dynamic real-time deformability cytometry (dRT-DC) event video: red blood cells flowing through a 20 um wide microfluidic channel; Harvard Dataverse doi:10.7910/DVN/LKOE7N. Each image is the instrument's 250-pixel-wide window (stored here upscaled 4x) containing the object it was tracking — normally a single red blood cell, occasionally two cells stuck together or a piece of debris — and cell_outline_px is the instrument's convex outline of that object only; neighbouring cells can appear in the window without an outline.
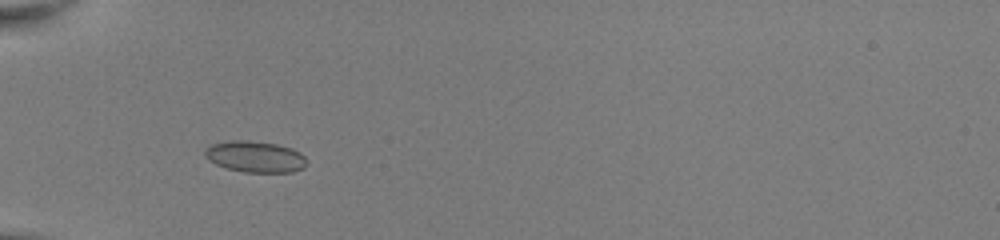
{"species": "common noctule bat (a hibernating species)", "species_latin": "Nyctalus noctula", "temperature_condition": "room temperature", "stored_images_in_passage": 34, "camera_frame_rate_fps": 3000, "um_per_image_px": 0.085, "animal": {"sex": "female", "body_mass_g": 22.0, "forearm_length_mm": 56.7}, "frame": {"image": 1, "passage_image": 1, "time_ms": 0.0, "image_size_px": [1000, 240], "cell_outline_px": [[308, 164], [304, 168], [292, 172], [244, 172], [228, 168], [216, 164], [208, 160], [204, 156], [204, 148], [212, 144], [232, 140], [248, 140], [276, 144], [292, 148], [300, 152], [304, 156]], "centroid_in_image_um": [21.69, 13.32], "position_along_channel_um": 63.3, "area_um2": 18.67}}
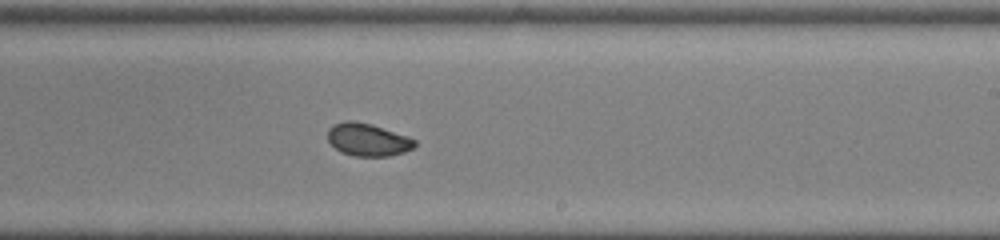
{"frame": {"image": 2, "passage_image": 16, "time_ms": 5.0, "image_size_px": [1000, 240], "cell_outline_px": [[416, 144], [412, 148], [404, 152], [392, 156], [352, 156], [340, 152], [328, 140], [328, 128], [332, 124], [348, 120], [352, 120], [372, 124], [408, 136], [416, 140]], "centroid_in_image_um": [31.26, 11.87], "position_along_channel_um": 257.7, "area_um2": 16.7}}
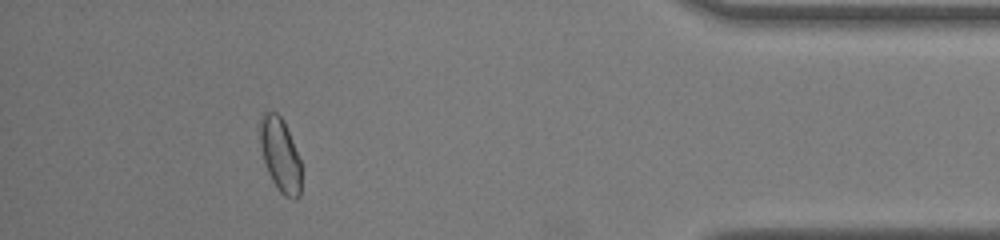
{"frame": {"image": 3, "passage_image": 30, "time_ms": 9.667, "image_size_px": [1000, 240], "cell_outline_px": [[300, 196], [296, 200], [284, 196], [276, 188], [264, 164], [260, 148], [260, 116], [264, 112], [276, 112], [284, 120], [300, 160]], "centroid_in_image_um": [23.8, 13.17], "position_along_channel_um": 411.4, "area_um2": 17.86}, "authors_computed_cell_mechanics": {"area_um2": 16.9354, "velocity_mm_per_s": 4.0574, "shape_relaxation_time_tau1_ms": 7.2727, "shape_relaxation_time_tau2_ms": 1.6807, "deformation_change_tau1": 0.1498, "deformation_change_tau2": 0.0286}}